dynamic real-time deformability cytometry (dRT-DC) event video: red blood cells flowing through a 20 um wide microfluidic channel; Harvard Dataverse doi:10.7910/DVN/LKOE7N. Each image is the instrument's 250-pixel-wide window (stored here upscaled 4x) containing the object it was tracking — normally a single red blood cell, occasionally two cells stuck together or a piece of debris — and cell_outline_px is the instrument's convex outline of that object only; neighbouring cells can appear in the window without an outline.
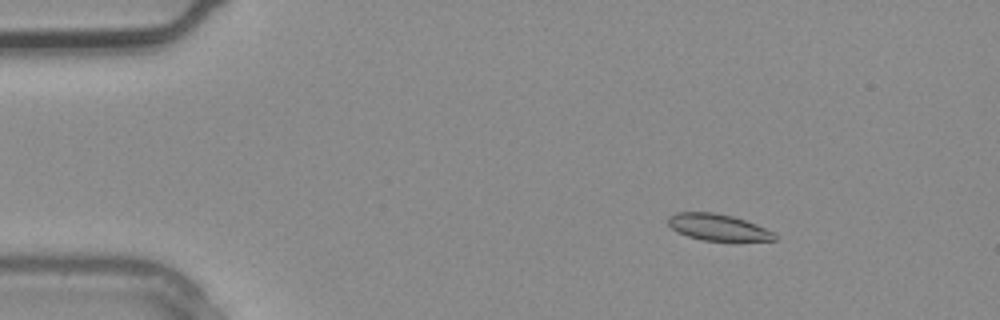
{"species": "common noctule bat (a hibernating species)", "species_latin": "Nyctalus noctula", "temperature_condition": "warm", "stored_images_in_passage": 3, "camera_frame_rate_fps": 3000, "um_per_image_px": 0.085, "animal": {"sex": "male", "body_mass_g": 20.4}, "frame": {"image": 1, "passage_image": 2, "time_ms": 0.333, "image_size_px": [1000, 320], "cell_outline_px": [[776, 240], [704, 240], [688, 236], [672, 228], [668, 224], [668, 216], [676, 212], [712, 212], [732, 216], [756, 224], [776, 232]], "centroid_in_image_um": [61.03, 19.3], "position_along_channel_um": 24.0, "area_um2": 16.18}}